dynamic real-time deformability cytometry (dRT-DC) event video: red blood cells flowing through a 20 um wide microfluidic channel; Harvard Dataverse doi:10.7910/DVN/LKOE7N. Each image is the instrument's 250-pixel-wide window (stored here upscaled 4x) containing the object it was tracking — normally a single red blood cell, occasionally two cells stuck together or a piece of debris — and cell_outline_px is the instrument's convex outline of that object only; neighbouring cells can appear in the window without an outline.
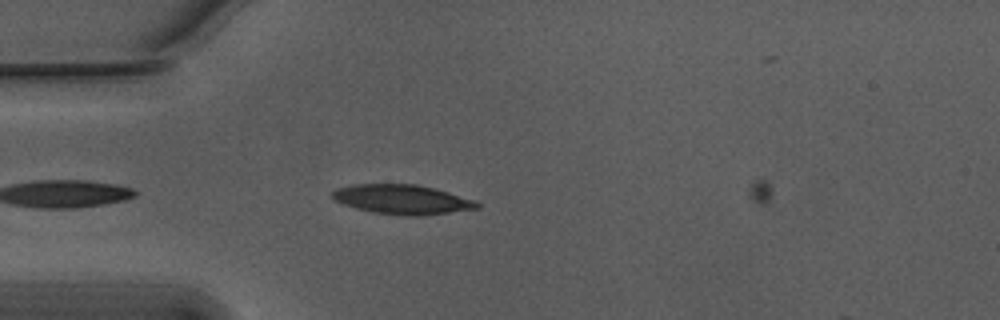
{"species": "Egyptian fruit bat (a non-hibernating species)", "species_latin": "Rousettus aegyptiacus", "temperature_condition": "warm", "stored_images_in_passage": 5, "camera_frame_rate_fps": 3000, "um_per_image_px": 0.085, "animal": {"sex": "male"}, "frame": {"image": 1, "passage_image": 4, "time_ms": 1.0, "image_size_px": [1000, 320], "cell_outline_px": [[480, 208], [420, 216], [404, 216], [372, 212], [356, 208], [332, 200], [332, 192], [336, 188], [356, 184], [416, 184], [448, 192], [476, 200], [480, 204]], "centroid_in_image_um": [34.18, 16.96], "position_along_channel_um": 50.8, "area_um2": 24.91}}